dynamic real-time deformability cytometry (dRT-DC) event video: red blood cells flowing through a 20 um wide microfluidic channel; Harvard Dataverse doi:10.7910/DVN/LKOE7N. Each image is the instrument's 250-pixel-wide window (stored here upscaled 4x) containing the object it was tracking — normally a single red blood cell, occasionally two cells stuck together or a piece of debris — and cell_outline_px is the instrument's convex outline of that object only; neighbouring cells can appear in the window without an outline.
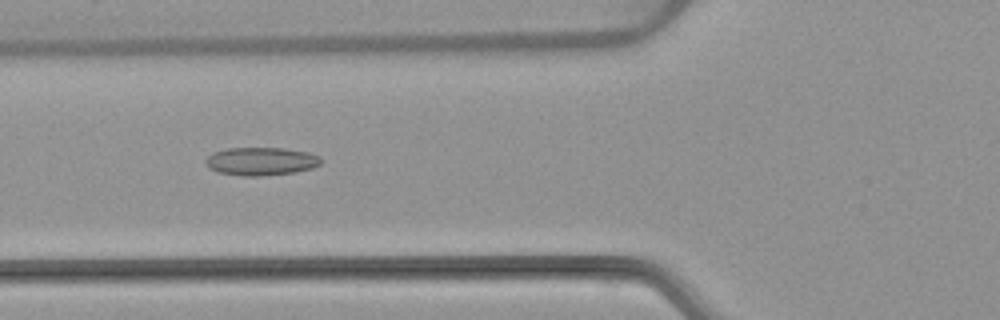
{"species": "common noctule bat (a hibernating species)", "species_latin": "Nyctalus noctula", "temperature_condition": "warm", "stored_images_in_passage": 6, "camera_frame_rate_fps": 3000, "um_per_image_px": 0.085, "animal": {"sex": "female", "body_mass_g": 22.7, "forearm_length_mm": 54.2}, "frame": {"image": 1, "passage_image": 5, "time_ms": 5.667, "image_size_px": [1000, 320], "cell_outline_px": [[320, 164], [312, 168], [296, 172], [260, 176], [244, 176], [216, 172], [208, 168], [204, 164], [204, 160], [212, 152], [228, 148], [284, 148], [308, 152], [320, 156]], "centroid_in_image_um": [22.14, 13.71], "position_along_channel_um": 103.7, "area_um2": 19.07}}
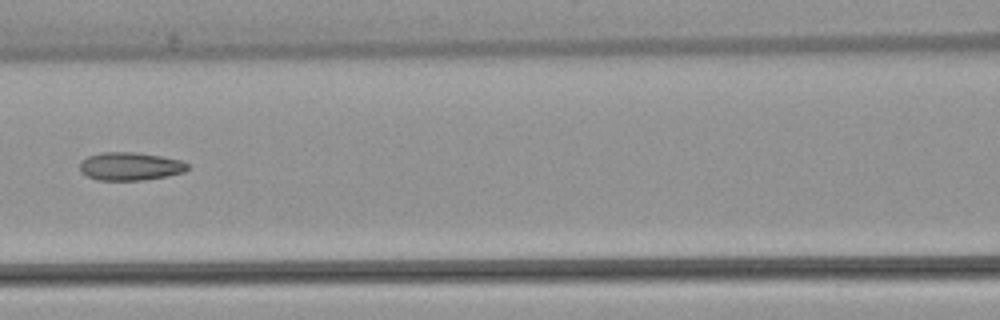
{"frame": {"image": 2, "passage_image": 6, "time_ms": 7.0, "image_size_px": [1000, 320], "cell_outline_px": [[188, 168], [184, 172], [168, 176], [144, 180], [96, 180], [80, 172], [80, 160], [88, 156], [100, 152], [136, 152], [160, 156], [180, 160], [188, 164]], "centroid_in_image_um": [11.04, 14.13], "position_along_channel_um": 155.6, "area_um2": 17.74}}